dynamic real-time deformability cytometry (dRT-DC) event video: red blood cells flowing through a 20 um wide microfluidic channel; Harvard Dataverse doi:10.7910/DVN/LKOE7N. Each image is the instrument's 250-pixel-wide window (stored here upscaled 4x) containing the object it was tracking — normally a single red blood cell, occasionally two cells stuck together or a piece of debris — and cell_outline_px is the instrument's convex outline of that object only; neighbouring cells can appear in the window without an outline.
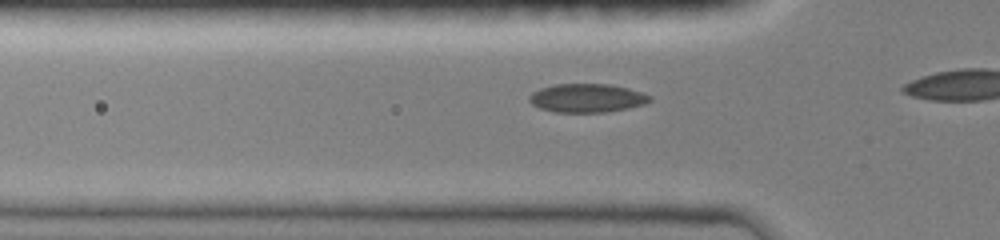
{"species": "common noctule bat (a hibernating species)", "species_latin": "Nyctalus noctula", "temperature_condition": "room temperature", "stored_images_in_passage": 10, "camera_frame_rate_fps": 3000, "um_per_image_px": 0.085, "animal": {"sex": "female", "body_mass_g": 19.0, "forearm_length_mm": 51.5}, "frame": {"image": 1, "passage_image": 5, "time_ms": 1.333, "image_size_px": [1000, 240], "cell_outline_px": [[652, 100], [644, 104], [628, 108], [604, 112], [552, 112], [540, 108], [532, 104], [528, 100], [528, 96], [532, 92], [540, 88], [556, 84], [608, 84], [628, 88], [652, 96]], "centroid_in_image_um": [49.87, 8.33], "position_along_channel_um": 75.9, "area_um2": 20.11}}
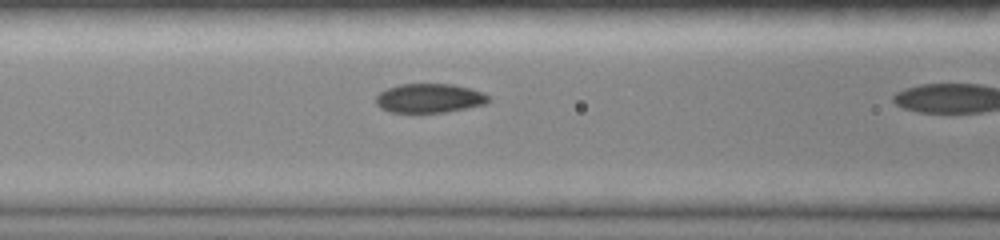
{"frame": {"image": 2, "passage_image": 9, "time_ms": 2.667, "image_size_px": [1000, 240], "cell_outline_px": [[488, 100], [484, 104], [444, 112], [388, 112], [380, 108], [376, 104], [376, 96], [380, 92], [388, 88], [400, 84], [452, 84], [484, 92], [488, 96]], "centroid_in_image_um": [36.45, 8.34], "position_along_channel_um": 130.1, "area_um2": 18.9}}